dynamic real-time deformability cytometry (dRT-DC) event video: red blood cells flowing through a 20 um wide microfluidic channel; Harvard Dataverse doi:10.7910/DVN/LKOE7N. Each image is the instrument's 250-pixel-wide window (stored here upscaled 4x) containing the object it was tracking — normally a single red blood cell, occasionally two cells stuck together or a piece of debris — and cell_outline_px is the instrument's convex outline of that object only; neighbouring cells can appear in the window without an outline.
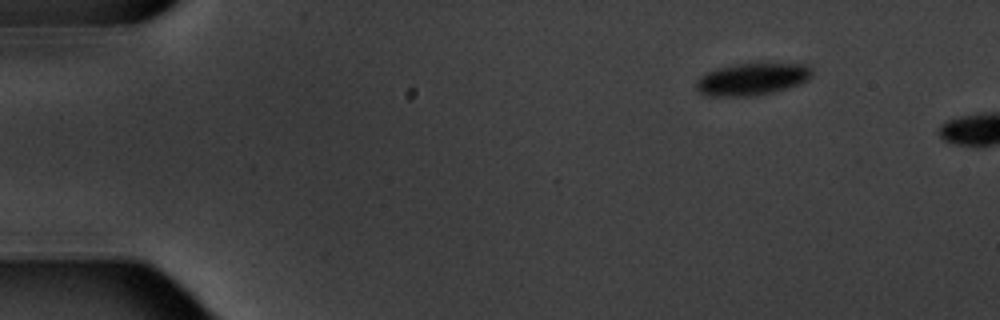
{"species": "common noctule bat (a hibernating species)", "species_latin": "Nyctalus noctula", "temperature_condition": "warm", "stored_images_in_passage": 3, "camera_frame_rate_fps": 3000, "um_per_image_px": 0.085, "animal": {"sex": "male", "body_mass_g": 20.1, "forearm_length_mm": 53.5}, "frame": {"image": 1, "passage_image": 2, "time_ms": 1.333, "image_size_px": [1000, 320], "cell_outline_px": [[812, 76], [808, 80], [772, 92], [756, 96], [708, 96], [696, 92], [696, 80], [700, 76], [716, 68], [740, 64], [804, 64], [812, 68]], "centroid_in_image_um": [63.87, 6.74], "position_along_channel_um": 21.1, "area_um2": 21.5}}